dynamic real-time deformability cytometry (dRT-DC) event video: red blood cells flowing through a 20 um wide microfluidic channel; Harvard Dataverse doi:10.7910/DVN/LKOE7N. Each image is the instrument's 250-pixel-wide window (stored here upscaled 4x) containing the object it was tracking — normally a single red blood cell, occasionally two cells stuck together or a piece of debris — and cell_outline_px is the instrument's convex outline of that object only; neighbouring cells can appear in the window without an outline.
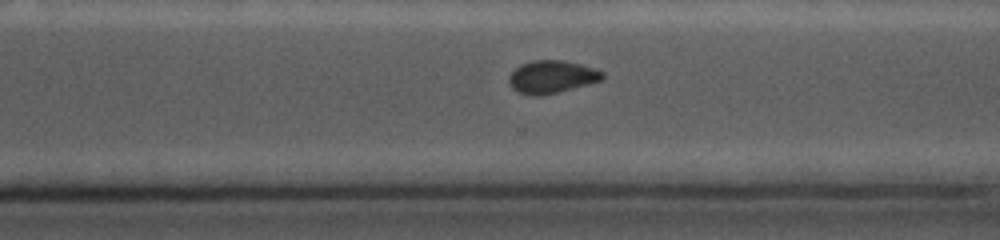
{"species": "common noctule bat (a hibernating species)", "species_latin": "Nyctalus noctula", "temperature_condition": "cold", "stored_images_in_passage": 38, "camera_frame_rate_fps": 5000, "um_per_image_px": 0.085, "animal": {"sex": "female", "body_mass_g": 19.0, "forearm_length_mm": 56.7}, "frame": {"image": 1, "passage_image": 33, "time_ms": 10.4, "image_size_px": [1000, 240], "cell_outline_px": [[604, 76], [600, 80], [588, 84], [556, 92], [536, 96], [532, 96], [520, 92], [512, 88], [508, 84], [508, 80], [512, 72], [520, 64], [532, 60], [564, 60], [580, 64], [604, 72]], "centroid_in_image_um": [46.87, 6.52], "position_along_channel_um": 323.7, "area_um2": 17.57}}